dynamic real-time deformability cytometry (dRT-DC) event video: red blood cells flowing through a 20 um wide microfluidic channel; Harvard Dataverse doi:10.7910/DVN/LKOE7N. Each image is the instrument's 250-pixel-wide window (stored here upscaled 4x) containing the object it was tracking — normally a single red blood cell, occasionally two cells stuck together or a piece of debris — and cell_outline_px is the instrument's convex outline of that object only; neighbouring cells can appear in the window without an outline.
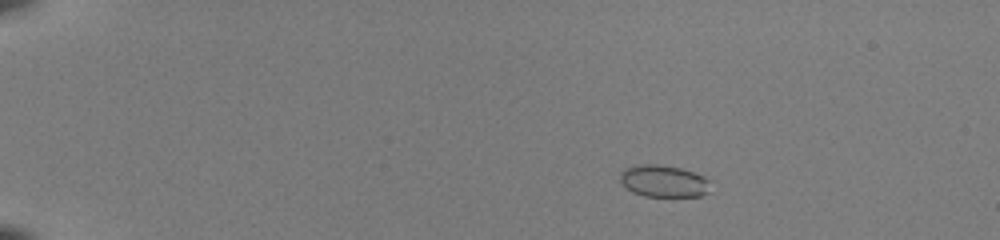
{"species": "common noctule bat (a hibernating species)", "species_latin": "Nyctalus noctula", "temperature_condition": "room temperature", "stored_images_in_passage": 48, "camera_frame_rate_fps": 3000, "um_per_image_px": 0.085, "animal": {"sex": "female", "body_mass_g": 22.0, "forearm_length_mm": 56.7}, "frame": {"image": 1, "passage_image": 6, "time_ms": 1.667, "image_size_px": [1000, 240], "cell_outline_px": [[708, 192], [700, 196], [644, 196], [632, 192], [620, 180], [620, 172], [624, 168], [636, 164], [656, 164], [680, 168], [704, 176], [708, 180]], "centroid_in_image_um": [56.37, 15.38], "position_along_channel_um": 28.6, "area_um2": 16.7}}
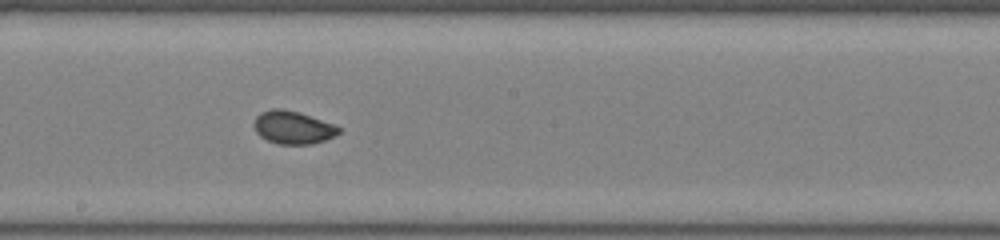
{"frame": {"image": 2, "passage_image": 28, "time_ms": 9.0, "image_size_px": [1000, 240], "cell_outline_px": [[340, 132], [336, 136], [312, 144], [276, 144], [260, 136], [256, 132], [252, 124], [256, 116], [260, 112], [272, 108], [280, 108], [300, 112], [332, 124], [340, 128]], "centroid_in_image_um": [24.86, 10.83], "position_along_channel_um": 223.3, "area_um2": 16.36}}
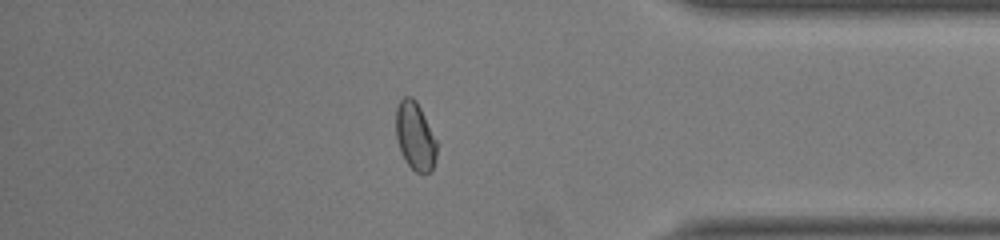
{"frame": {"image": 3, "passage_image": 42, "time_ms": 13.667, "image_size_px": [1000, 240], "cell_outline_px": [[436, 156], [432, 168], [428, 172], [416, 172], [404, 160], [400, 152], [396, 136], [396, 108], [400, 100], [404, 96], [412, 96], [416, 100], [436, 140]], "centroid_in_image_um": [35.25, 11.55], "position_along_channel_um": 399.9, "area_um2": 16.01}, "authors_computed_cell_mechanics": {"area_um2": 16.473, "velocity_mm_per_s": 4.0992, "shape_relaxation_time_tau1_ms": 6.5428, "shape_relaxation_time_tau2_ms": 0.6355, "deformation_change_tau1": 0.1381, "deformation_change_tau2": 0.0399}}